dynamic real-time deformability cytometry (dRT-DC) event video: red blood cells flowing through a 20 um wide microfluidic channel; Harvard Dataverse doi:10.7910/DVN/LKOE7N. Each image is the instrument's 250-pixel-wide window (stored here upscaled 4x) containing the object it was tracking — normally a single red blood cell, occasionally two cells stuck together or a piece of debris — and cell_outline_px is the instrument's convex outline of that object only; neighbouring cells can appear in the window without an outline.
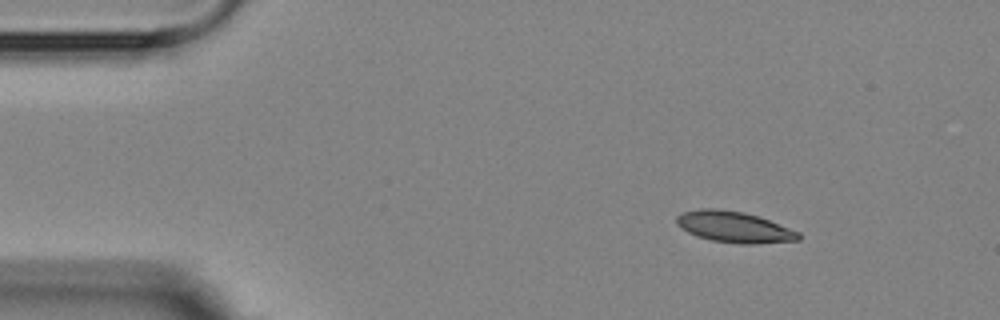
{"species": "Egyptian fruit bat (a non-hibernating species)", "species_latin": "Rousettus aegyptiacus", "temperature_condition": "room temperature", "stored_images_in_passage": 3, "camera_frame_rate_fps": 3000, "um_per_image_px": 0.085, "animal": {"sex": "female"}, "frame": {"image": 1, "passage_image": 1, "time_ms": 0.0, "image_size_px": [1000, 320], "cell_outline_px": [[800, 240], [752, 244], [740, 244], [712, 240], [696, 236], [680, 228], [676, 224], [676, 216], [684, 212], [700, 208], [712, 208], [744, 212], [760, 216], [800, 232]], "centroid_in_image_um": [62.4, 19.29], "position_along_channel_um": 22.6, "area_um2": 22.2}}